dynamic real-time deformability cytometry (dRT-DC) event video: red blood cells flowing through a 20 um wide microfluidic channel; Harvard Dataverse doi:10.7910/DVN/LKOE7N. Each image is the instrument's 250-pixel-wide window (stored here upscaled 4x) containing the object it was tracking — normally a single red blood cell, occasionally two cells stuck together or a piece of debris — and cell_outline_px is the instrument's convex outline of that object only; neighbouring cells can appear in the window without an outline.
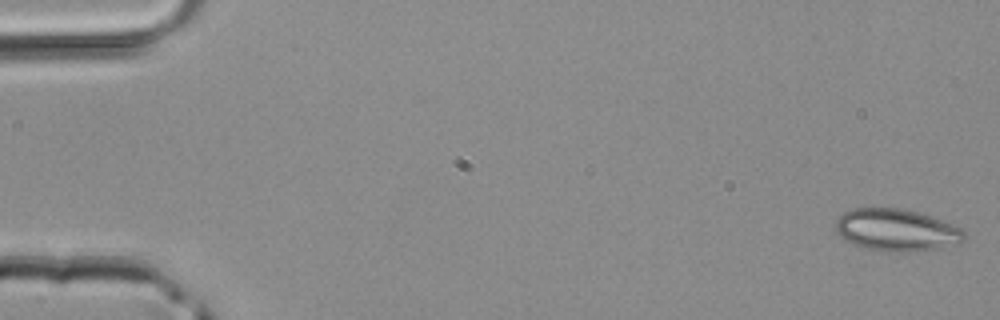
{"species": "common noctule bat (a hibernating species)", "species_latin": "Nyctalus noctula", "temperature_condition": "room temperature", "stored_images_in_passage": 45, "camera_frame_rate_fps": 3000, "um_per_image_px": 0.085, "animal": {"sex": "male", "body_mass_g": 20.4}, "frame": {"image": 1, "passage_image": 1, "time_ms": 0.0, "image_size_px": [1000, 320], "cell_outline_px": [[964, 240], [960, 244], [940, 248], [908, 252], [872, 252], [852, 244], [840, 236], [836, 232], [836, 220], [844, 212], [852, 208], [900, 208], [920, 212], [952, 224], [960, 228], [964, 232]], "centroid_in_image_um": [76.18, 19.58], "position_along_channel_um": 8.8, "area_um2": 32.08}}
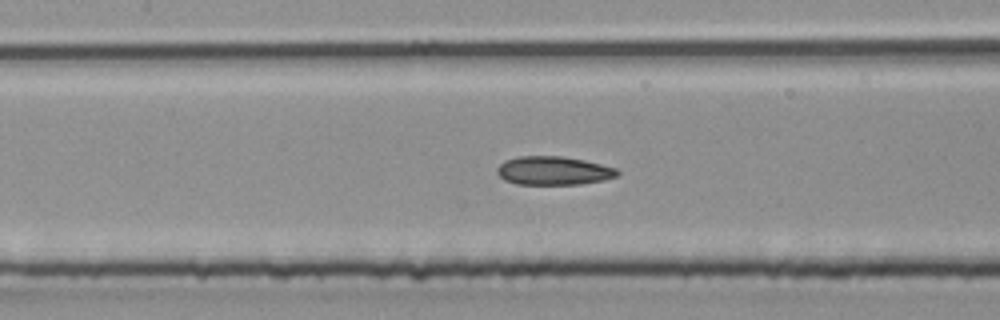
{"frame": {"image": 2, "passage_image": 21, "time_ms": 6.667, "image_size_px": [1000, 320], "cell_outline_px": [[620, 172], [616, 176], [604, 180], [580, 184], [516, 184], [504, 180], [496, 172], [496, 168], [504, 160], [520, 156], [564, 156], [584, 160], [616, 168]], "centroid_in_image_um": [47.02, 14.5], "position_along_channel_um": 160.4, "area_um2": 20.06}}
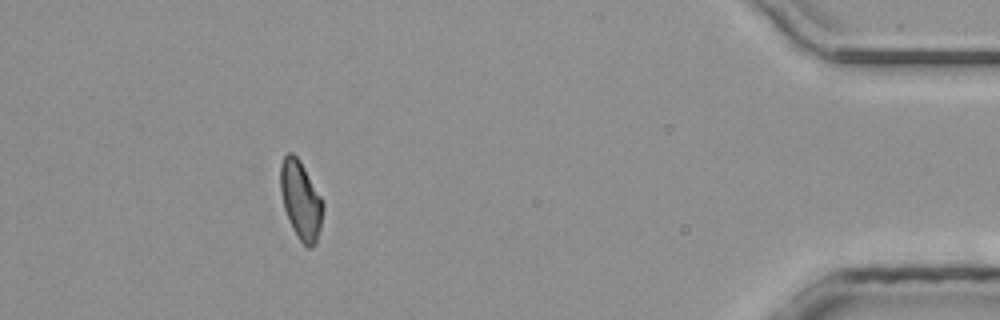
{"frame": {"image": 3, "passage_image": 41, "time_ms": 13.333, "image_size_px": [1000, 320], "cell_outline_px": [[324, 208], [320, 228], [316, 244], [312, 248], [308, 248], [296, 236], [288, 220], [284, 208], [280, 192], [280, 164], [284, 156], [288, 152], [292, 152], [296, 156], [304, 168], [320, 196], [324, 204]], "centroid_in_image_um": [25.55, 17.04], "position_along_channel_um": 409.6, "area_um2": 19.42}}